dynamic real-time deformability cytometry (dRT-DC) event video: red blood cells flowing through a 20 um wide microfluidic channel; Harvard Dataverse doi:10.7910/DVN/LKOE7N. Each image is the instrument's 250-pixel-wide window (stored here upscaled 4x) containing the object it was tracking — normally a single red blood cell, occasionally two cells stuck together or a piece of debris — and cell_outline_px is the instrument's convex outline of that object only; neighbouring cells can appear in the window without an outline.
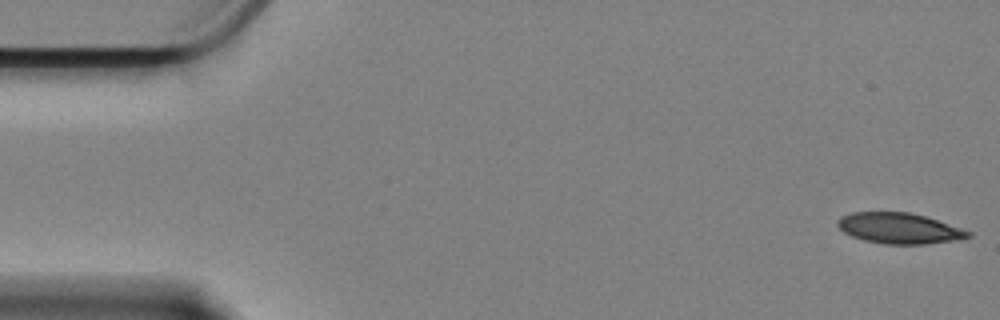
{"species": "Egyptian fruit bat (a non-hibernating species)", "species_latin": "Rousettus aegyptiacus", "temperature_condition": "cold", "stored_images_in_passage": 58, "camera_frame_rate_fps": 3000, "um_per_image_px": 0.085, "animal": {"sex": "female"}, "frame": {"image": 1, "passage_image": 1, "time_ms": 0.0, "image_size_px": [1000, 320], "cell_outline_px": [[972, 236], [960, 240], [920, 244], [884, 244], [864, 240], [852, 236], [844, 232], [836, 224], [836, 220], [840, 216], [852, 212], [908, 212], [924, 216], [972, 232]], "centroid_in_image_um": [76.41, 19.4], "position_along_channel_um": 8.6, "area_um2": 23.29}}
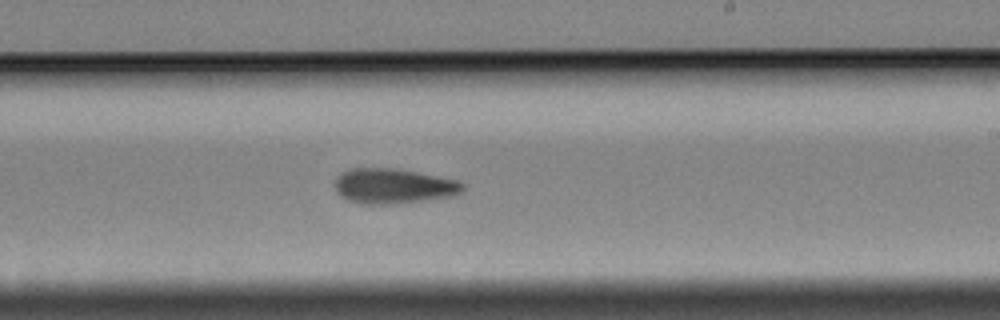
{"frame": {"image": 2, "passage_image": 34, "time_ms": 11.0, "image_size_px": [1000, 320], "cell_outline_px": [[464, 188], [456, 196], [400, 204], [360, 204], [348, 200], [340, 196], [336, 192], [336, 176], [348, 168], [396, 168], [460, 180], [464, 184]], "centroid_in_image_um": [33.46, 15.82], "position_along_channel_um": 255.5, "area_um2": 26.65}}
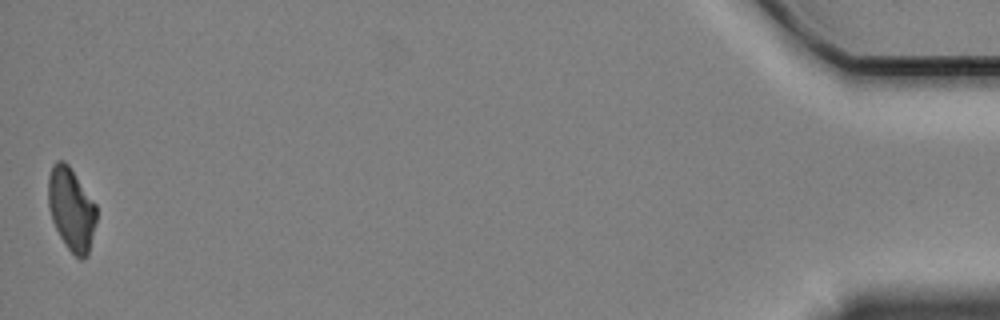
{"frame": {"image": 3, "passage_image": 58, "time_ms": 19.0, "image_size_px": [1000, 320], "cell_outline_px": [[96, 220], [88, 256], [84, 260], [80, 260], [68, 248], [60, 236], [52, 220], [48, 204], [48, 176], [52, 164], [56, 160], [64, 160], [68, 164], [96, 204]], "centroid_in_image_um": [6.06, 17.76], "position_along_channel_um": 429.1, "area_um2": 23.29}, "authors_computed_cell_mechanics": {"area_um2": 25.0852, "velocity_mm_per_s": 3.3467, "shape_relaxation_time_tau1_ms": 5.7061, "shape_relaxation_time_tau2_ms": null, "deformation_change_tau1": 0.1454, "deformation_change_tau2": null}}